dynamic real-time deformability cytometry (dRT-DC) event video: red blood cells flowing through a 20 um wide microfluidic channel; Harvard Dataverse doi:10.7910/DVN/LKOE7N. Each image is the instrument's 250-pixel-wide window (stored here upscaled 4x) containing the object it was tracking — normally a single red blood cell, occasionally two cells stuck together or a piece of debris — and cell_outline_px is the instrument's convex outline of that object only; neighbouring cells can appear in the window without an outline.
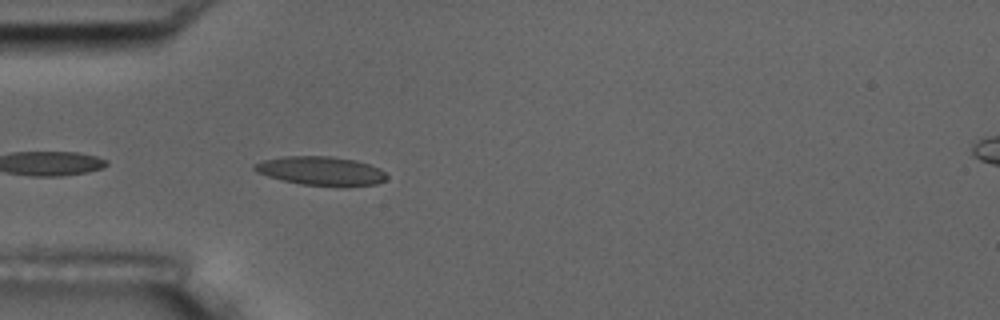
{"species": "common noctule bat (a hibernating species)", "species_latin": "Nyctalus noctula", "temperature_condition": "room temperature", "stored_images_in_passage": 5, "camera_frame_rate_fps": 3000, "um_per_image_px": 0.085, "animal": {"sex": "male", "body_mass_g": 17.5, "forearm_length_mm": 52.3}, "frame": {"image": 1, "passage_image": 2, "time_ms": 0.333, "image_size_px": [1000, 320], "cell_outline_px": [[388, 176], [384, 180], [376, 184], [344, 188], [300, 184], [280, 180], [256, 172], [252, 168], [252, 164], [264, 160], [284, 156], [332, 156], [356, 160], [380, 168]], "centroid_in_image_um": [27.29, 14.55], "position_along_channel_um": 57.7, "area_um2": 22.77}}